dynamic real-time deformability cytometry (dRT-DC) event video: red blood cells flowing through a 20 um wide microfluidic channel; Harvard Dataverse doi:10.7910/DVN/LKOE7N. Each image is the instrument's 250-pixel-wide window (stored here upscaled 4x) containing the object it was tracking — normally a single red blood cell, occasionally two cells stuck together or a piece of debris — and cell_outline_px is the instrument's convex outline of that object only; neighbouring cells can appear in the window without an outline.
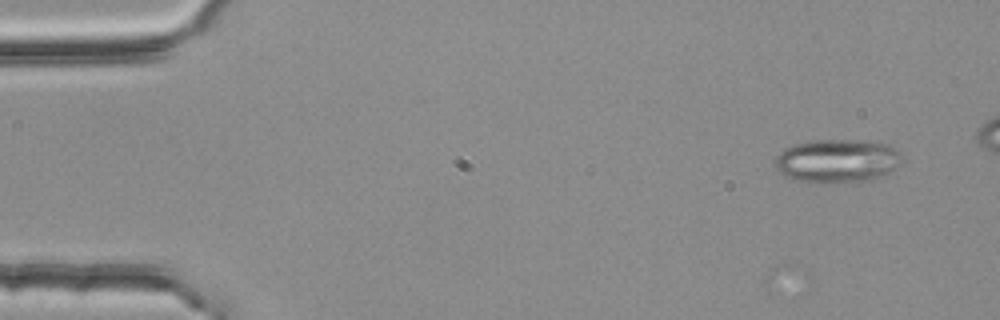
{"species": "common noctule bat (a hibernating species)", "species_latin": "Nyctalus noctula", "temperature_condition": "room temperature", "stored_images_in_passage": 4, "camera_frame_rate_fps": 3000, "um_per_image_px": 0.085, "animal": {"sex": "female", "body_mass_g": 25.1}, "frame": {"image": 1, "passage_image": 1, "time_ms": 0.0, "image_size_px": [1000, 320], "cell_outline_px": [[904, 156], [896, 168], [880, 176], [864, 180], [800, 180], [776, 172], [776, 156], [784, 148], [796, 144], [816, 140], [872, 140], [888, 144], [896, 148]], "centroid_in_image_um": [71.21, 13.6], "position_along_channel_um": 13.8, "area_um2": 31.33}}